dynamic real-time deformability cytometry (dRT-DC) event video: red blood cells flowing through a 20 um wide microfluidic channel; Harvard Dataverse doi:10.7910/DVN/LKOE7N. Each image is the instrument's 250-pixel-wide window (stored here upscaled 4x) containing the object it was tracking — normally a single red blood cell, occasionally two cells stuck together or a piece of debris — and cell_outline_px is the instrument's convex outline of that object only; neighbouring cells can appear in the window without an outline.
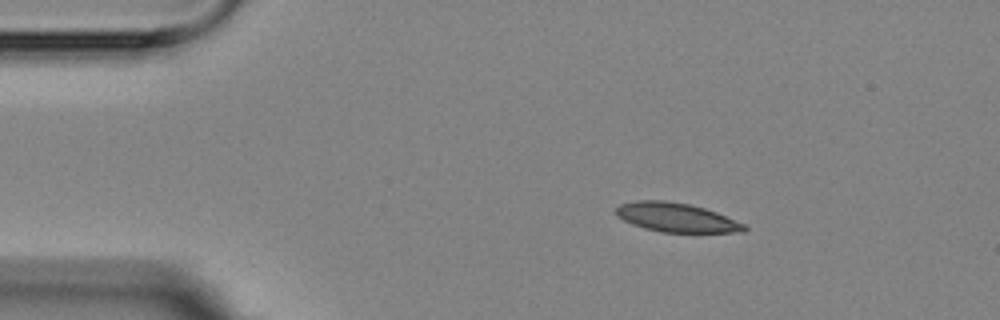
{"species": "Egyptian fruit bat (a non-hibernating species)", "species_latin": "Rousettus aegyptiacus", "temperature_condition": "room temperature", "stored_images_in_passage": 4, "camera_frame_rate_fps": 3000, "um_per_image_px": 0.085, "animal": {"sex": "female"}, "frame": {"image": 1, "passage_image": 1, "time_ms": 0.0, "image_size_px": [1000, 320], "cell_outline_px": [[748, 228], [744, 232], [660, 232], [644, 228], [632, 224], [616, 216], [616, 208], [620, 204], [636, 200], [664, 200], [688, 204], [704, 208], [716, 212], [748, 224]], "centroid_in_image_um": [57.52, 18.49], "position_along_channel_um": 27.5, "area_um2": 21.85}}